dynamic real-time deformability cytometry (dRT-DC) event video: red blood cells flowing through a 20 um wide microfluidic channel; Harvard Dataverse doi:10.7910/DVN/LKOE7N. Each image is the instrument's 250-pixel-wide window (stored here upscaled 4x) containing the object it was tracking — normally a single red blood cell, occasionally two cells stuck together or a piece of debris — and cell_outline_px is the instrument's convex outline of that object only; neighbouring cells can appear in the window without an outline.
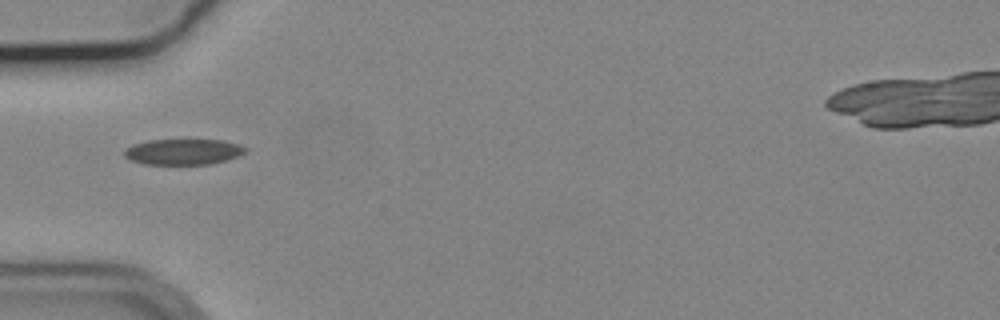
{"species": "common noctule bat (a hibernating species)", "species_latin": "Nyctalus noctula", "temperature_condition": "cold", "stored_images_in_passage": 5, "camera_frame_rate_fps": 3000, "um_per_image_px": 0.085, "animal": {"sex": "male", "body_mass_g": 19.2, "forearm_length_mm": 51.8}, "frame": {"image": 1, "passage_image": 1, "time_ms": 0.0, "image_size_px": [1000, 320], "cell_outline_px": [[248, 152], [228, 160], [212, 164], [144, 164], [128, 160], [124, 156], [124, 148], [132, 144], [148, 140], [224, 140], [240, 144], [248, 148]], "centroid_in_image_um": [15.59, 12.9], "position_along_channel_um": 69.4, "area_um2": 18.55}}